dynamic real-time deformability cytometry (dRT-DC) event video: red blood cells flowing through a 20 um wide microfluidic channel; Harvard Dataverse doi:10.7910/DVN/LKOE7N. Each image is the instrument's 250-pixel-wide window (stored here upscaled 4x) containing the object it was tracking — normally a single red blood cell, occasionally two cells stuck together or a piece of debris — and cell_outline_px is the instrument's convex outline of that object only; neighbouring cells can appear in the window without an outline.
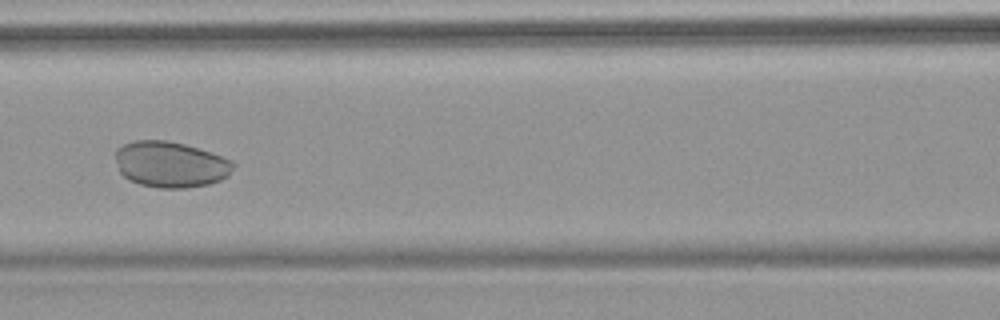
{"species": "common noctule bat (a hibernating species)", "species_latin": "Nyctalus noctula", "temperature_condition": "warm", "stored_images_in_passage": 7, "camera_frame_rate_fps": 3000, "um_per_image_px": 0.085, "animal": {"sex": "female", "body_mass_g": 18.4}, "frame": {"image": 1, "passage_image": 7, "time_ms": 7.0, "image_size_px": [1000, 320], "cell_outline_px": [[236, 164], [228, 176], [220, 180], [208, 184], [184, 188], [160, 188], [140, 184], [128, 180], [120, 172], [116, 160], [116, 148], [124, 144], [136, 140], [168, 140], [184, 144], [220, 156]], "centroid_in_image_um": [14.47, 13.98], "position_along_channel_um": 152.1, "area_um2": 31.33}}